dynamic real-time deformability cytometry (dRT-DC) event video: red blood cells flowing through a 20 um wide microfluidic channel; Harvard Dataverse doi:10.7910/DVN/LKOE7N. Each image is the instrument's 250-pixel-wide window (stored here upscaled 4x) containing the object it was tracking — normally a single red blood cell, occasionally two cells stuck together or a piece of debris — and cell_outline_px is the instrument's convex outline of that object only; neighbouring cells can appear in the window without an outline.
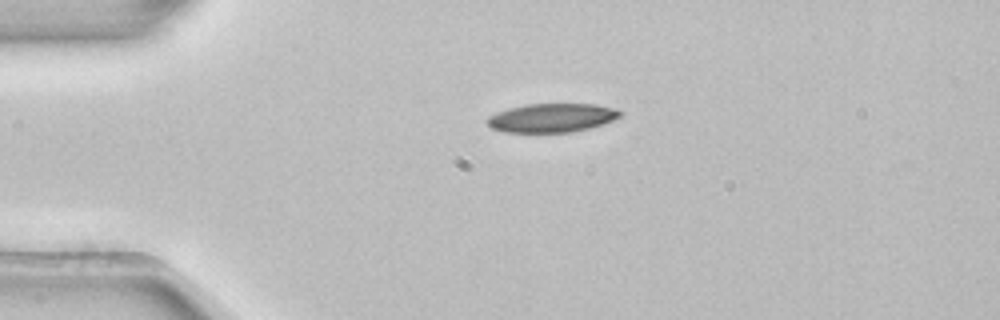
{"species": "common noctule bat (a hibernating species)", "species_latin": "Nyctalus noctula", "temperature_condition": "room temperature", "stored_images_in_passage": 2, "camera_frame_rate_fps": 3000, "um_per_image_px": 0.085, "animal": {"sex": "female", "body_mass_g": 22.7, "forearm_length_mm": 54.2}, "frame": {"image": 1, "passage_image": 1, "time_ms": 0.0, "image_size_px": [1000, 320], "cell_outline_px": [[624, 112], [620, 116], [604, 124], [592, 128], [572, 132], [504, 132], [492, 128], [484, 120], [488, 116], [496, 112], [508, 108], [528, 104], [596, 104], [616, 108]], "centroid_in_image_um": [46.92, 10.01], "position_along_channel_um": 38.1, "area_um2": 22.54}}